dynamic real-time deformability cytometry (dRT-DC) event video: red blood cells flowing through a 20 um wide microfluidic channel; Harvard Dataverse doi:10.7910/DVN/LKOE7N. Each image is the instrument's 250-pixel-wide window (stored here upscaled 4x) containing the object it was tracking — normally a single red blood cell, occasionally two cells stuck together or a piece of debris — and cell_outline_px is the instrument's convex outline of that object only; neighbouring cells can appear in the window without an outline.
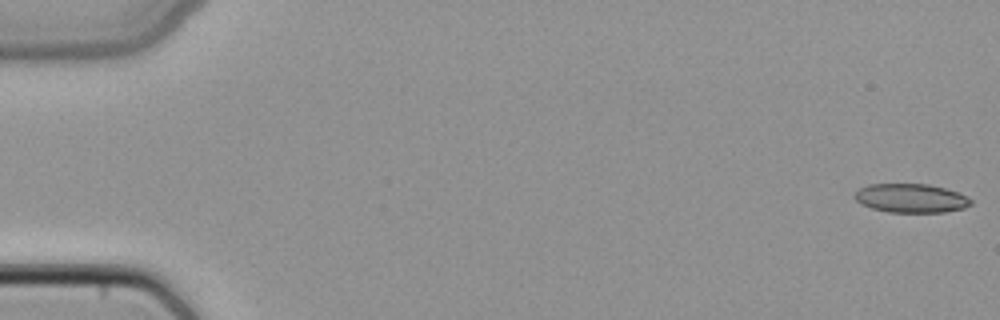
{"species": "common noctule bat (a hibernating species)", "species_latin": "Nyctalus noctula", "temperature_condition": "cold", "stored_images_in_passage": 49, "camera_frame_rate_fps": 3000, "um_per_image_px": 0.085, "animal": {"sex": "female", "body_mass_g": 22.7, "forearm_length_mm": 54.2}, "frame": {"image": 1, "passage_image": 1, "time_ms": 0.0, "image_size_px": [1000, 320], "cell_outline_px": [[972, 204], [964, 208], [944, 212], [888, 212], [872, 208], [860, 204], [852, 196], [860, 188], [868, 184], [928, 184], [944, 188], [956, 192], [972, 200]], "centroid_in_image_um": [77.39, 16.85], "position_along_channel_um": 7.6, "area_um2": 19.48}}
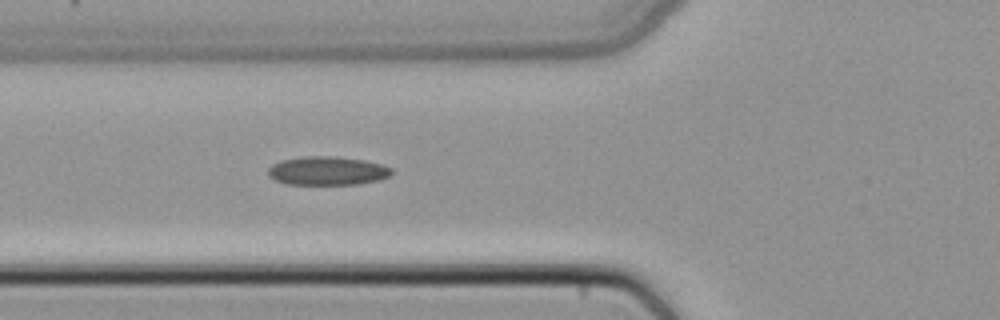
{"frame": {"image": 2, "passage_image": 19, "time_ms": 6.0, "image_size_px": [1000, 320], "cell_outline_px": [[392, 172], [388, 176], [380, 180], [356, 184], [288, 184], [276, 180], [268, 176], [268, 168], [272, 164], [280, 160], [304, 156], [336, 156], [364, 160], [384, 164], [392, 168]], "centroid_in_image_um": [27.83, 14.51], "position_along_channel_um": 98.0, "area_um2": 20.75}}
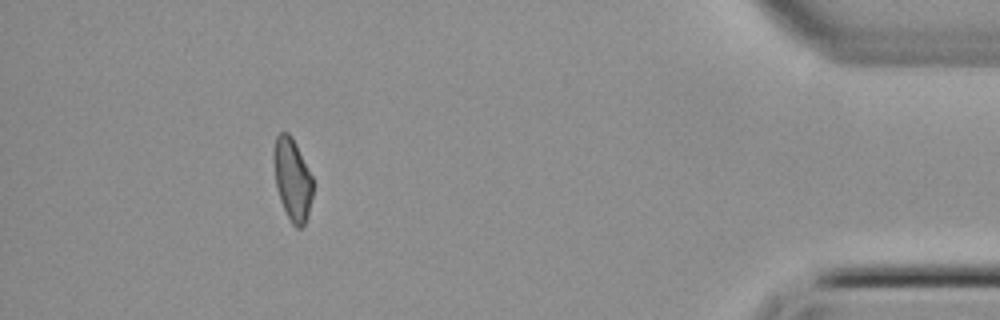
{"frame": {"image": 3, "passage_image": 45, "time_ms": 14.667, "image_size_px": [1000, 320], "cell_outline_px": [[312, 196], [308, 216], [304, 224], [300, 228], [296, 228], [292, 224], [280, 200], [276, 188], [272, 156], [276, 136], [280, 132], [288, 132], [292, 136], [312, 176]], "centroid_in_image_um": [24.83, 15.22], "position_along_channel_um": 410.4, "area_um2": 18.79}}